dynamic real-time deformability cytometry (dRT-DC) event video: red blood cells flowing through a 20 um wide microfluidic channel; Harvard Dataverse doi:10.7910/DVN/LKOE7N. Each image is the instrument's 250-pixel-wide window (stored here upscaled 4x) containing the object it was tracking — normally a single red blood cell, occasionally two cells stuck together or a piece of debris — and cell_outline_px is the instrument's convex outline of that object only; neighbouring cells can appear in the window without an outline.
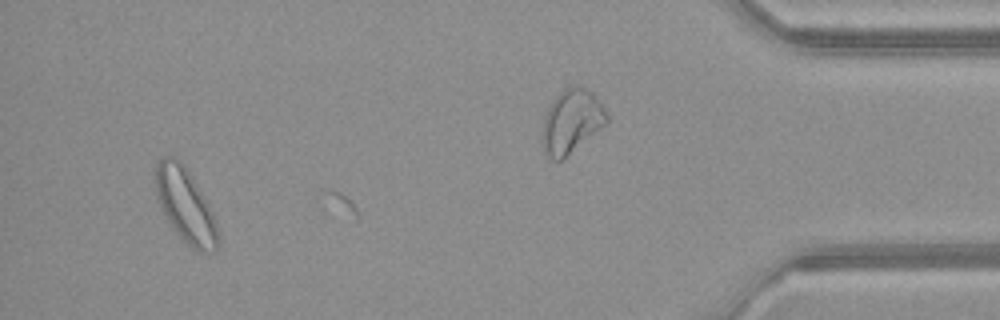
{"species": "common noctule bat (a hibernating species)", "species_latin": "Nyctalus noctula", "temperature_condition": "warm", "stored_images_in_passage": 37, "camera_frame_rate_fps": 3000, "um_per_image_px": 0.085, "animal": {"sex": "female", "body_mass_g": 21.9}, "frame": {"image": 1, "passage_image": 36, "time_ms": 11.667, "image_size_px": [1000, 320], "cell_outline_px": [[220, 240], [216, 252], [200, 252], [192, 248], [176, 232], [168, 220], [160, 204], [156, 192], [156, 164], [160, 156], [176, 156], [184, 164], [208, 204], [212, 212], [220, 236]], "centroid_in_image_um": [15.78, 17.46], "position_along_channel_um": 419.4, "area_um2": 26.7}}